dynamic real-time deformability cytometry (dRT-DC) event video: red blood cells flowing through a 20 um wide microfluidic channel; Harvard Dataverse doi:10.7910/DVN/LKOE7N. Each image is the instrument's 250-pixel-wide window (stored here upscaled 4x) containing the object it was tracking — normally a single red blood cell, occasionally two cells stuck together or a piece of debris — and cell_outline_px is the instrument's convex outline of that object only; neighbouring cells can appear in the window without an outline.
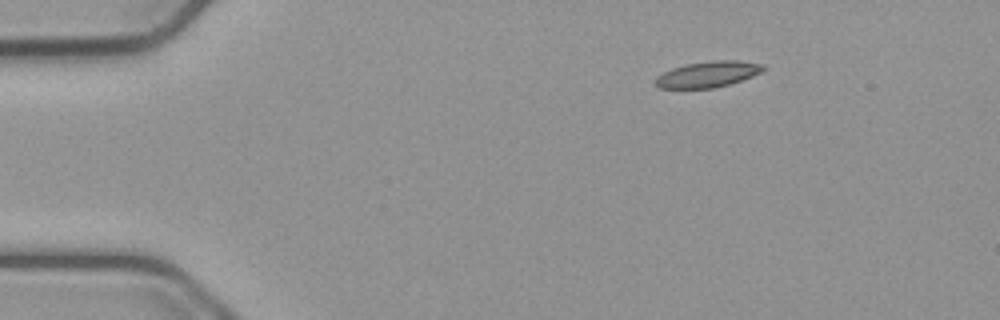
{"species": "common noctule bat (a hibernating species)", "species_latin": "Nyctalus noctula", "temperature_condition": "cold", "stored_images_in_passage": 47, "camera_frame_rate_fps": 3000, "um_per_image_px": 0.085, "animal": {"sex": "male", "body_mass_g": 23.1, "forearm_length_mm": 52.7}, "frame": {"image": 1, "passage_image": 1, "time_ms": 0.0, "image_size_px": [1000, 320], "cell_outline_px": [[768, 68], [752, 76], [716, 88], [660, 88], [656, 84], [656, 76], [672, 68], [688, 64], [712, 60], [740, 60], [764, 64]], "centroid_in_image_um": [60.21, 6.3], "position_along_channel_um": 24.8, "area_um2": 16.24}}
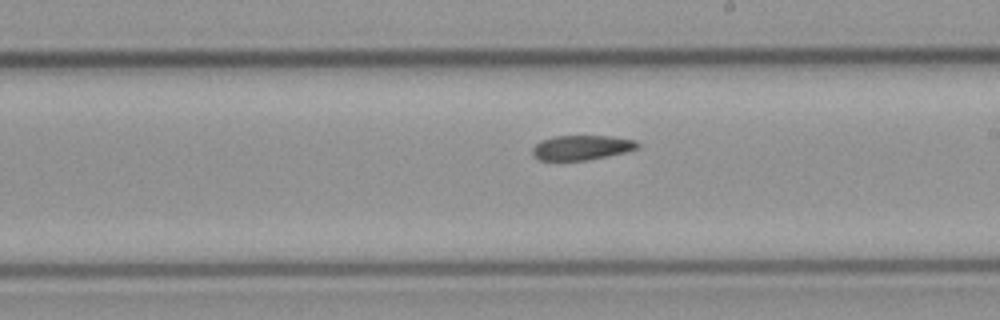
{"frame": {"image": 2, "passage_image": 24, "time_ms": 7.667, "image_size_px": [1000, 320], "cell_outline_px": [[640, 148], [628, 152], [588, 160], [540, 160], [532, 156], [532, 148], [540, 140], [552, 136], [612, 136], [636, 140], [640, 144]], "centroid_in_image_um": [49.47, 12.54], "position_along_channel_um": 239.5, "area_um2": 15.43}}
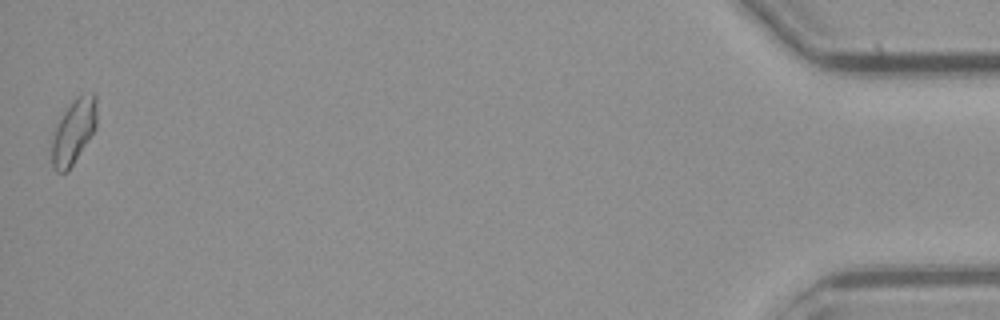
{"frame": {"image": 3, "passage_image": 47, "time_ms": 15.333, "image_size_px": [1000, 320], "cell_outline_px": [[96, 128], [68, 172], [56, 172], [52, 168], [52, 140], [56, 128], [64, 112], [76, 96], [92, 92], [96, 92]], "centroid_in_image_um": [6.27, 11.18], "position_along_channel_um": 428.9, "area_um2": 16.82}}